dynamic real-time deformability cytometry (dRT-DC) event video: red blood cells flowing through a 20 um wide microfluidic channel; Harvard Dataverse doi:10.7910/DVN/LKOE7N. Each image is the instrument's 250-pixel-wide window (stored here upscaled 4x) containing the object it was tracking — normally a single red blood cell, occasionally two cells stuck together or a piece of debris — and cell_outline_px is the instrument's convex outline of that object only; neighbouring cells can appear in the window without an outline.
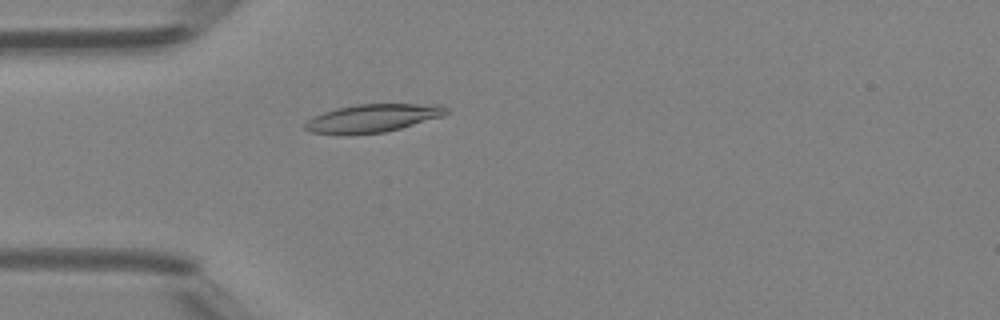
{"species": "Egyptian fruit bat (a non-hibernating species)", "species_latin": "Rousettus aegyptiacus", "temperature_condition": "room temperature", "stored_images_in_passage": 48, "camera_frame_rate_fps": 3000, "um_per_image_px": 0.085, "animal": {"sex": "female"}, "frame": {"image": 1, "passage_image": 14, "time_ms": 4.333, "image_size_px": [1000, 320], "cell_outline_px": [[448, 112], [444, 116], [400, 128], [384, 132], [312, 132], [304, 128], [304, 124], [312, 116], [336, 108], [356, 104], [440, 104], [448, 108]], "centroid_in_image_um": [31.76, 9.99], "position_along_channel_um": 53.2, "area_um2": 22.37}}
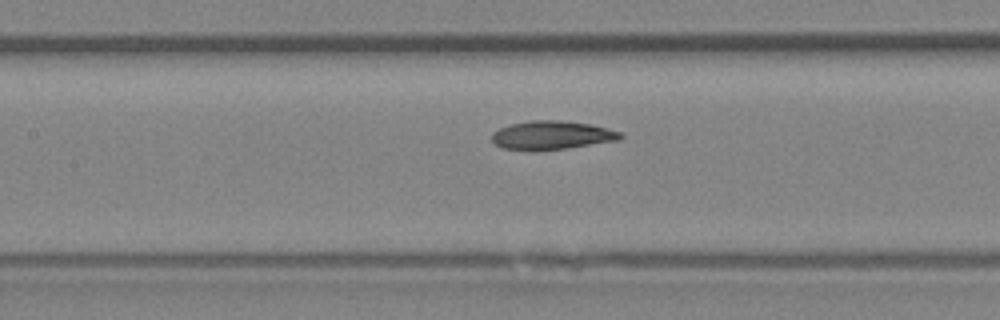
{"frame": {"image": 2, "passage_image": 22, "time_ms": 7.0, "image_size_px": [1000, 320], "cell_outline_px": [[624, 136], [620, 140], [568, 148], [536, 152], [500, 148], [492, 140], [492, 132], [500, 128], [512, 124], [532, 120], [560, 120], [592, 124], [620, 132]], "centroid_in_image_um": [46.89, 11.51], "position_along_channel_um": 160.5, "area_um2": 21.79}}
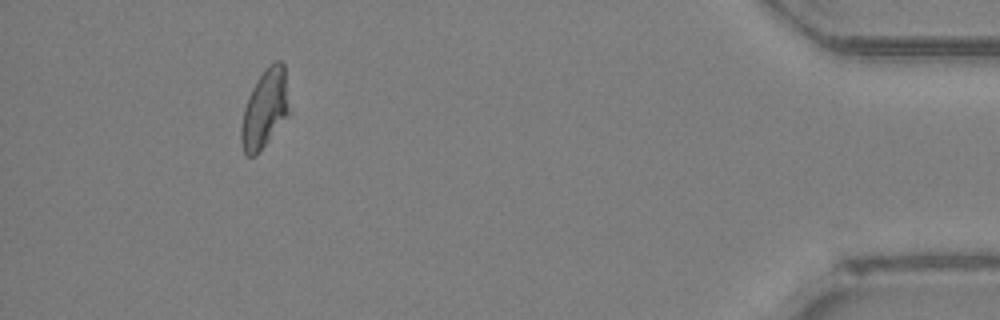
{"frame": {"image": 3, "passage_image": 44, "time_ms": 14.333, "image_size_px": [1000, 320], "cell_outline_px": [[288, 116], [256, 156], [248, 156], [244, 152], [240, 144], [240, 128], [244, 108], [248, 96], [256, 80], [264, 68], [268, 64], [276, 60], [280, 60], [284, 64], [288, 108]], "centroid_in_image_um": [22.47, 9.25], "position_along_channel_um": 412.7, "area_um2": 21.96}, "authors_computed_cell_mechanics": {"area_um2": 21.9929, "velocity_mm_per_s": 4.2997, "shape_relaxation_time_tau1_ms": 5.2457, "shape_relaxation_time_tau2_ms": 4.5895, "deformation_change_tau1": 0.1406, "deformation_change_tau2": 0.098}}